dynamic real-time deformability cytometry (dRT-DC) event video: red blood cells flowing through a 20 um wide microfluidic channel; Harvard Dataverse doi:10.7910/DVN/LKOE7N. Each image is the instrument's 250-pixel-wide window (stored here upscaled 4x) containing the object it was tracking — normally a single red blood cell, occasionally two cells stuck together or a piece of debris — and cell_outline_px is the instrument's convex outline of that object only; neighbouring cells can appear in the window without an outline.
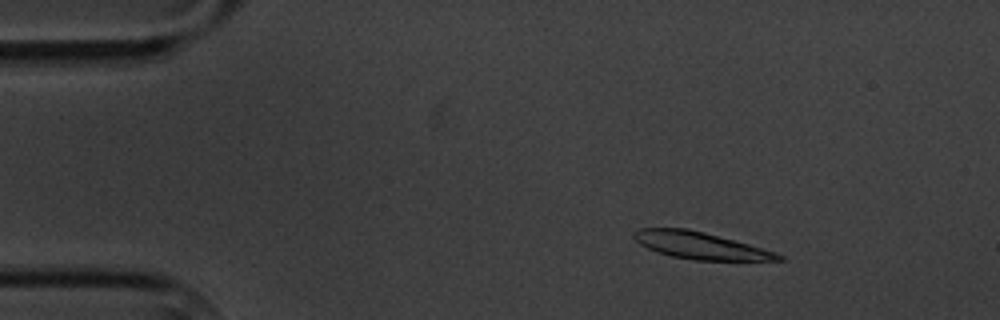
{"species": "common noctule bat (a hibernating species)", "species_latin": "Nyctalus noctula", "temperature_condition": "cold", "stored_images_in_passage": 7, "camera_frame_rate_fps": 3000, "um_per_image_px": 0.085, "animal": {"sex": "male", "body_mass_g": 20.1, "forearm_length_mm": 53.5}, "frame": {"image": 1, "passage_image": 3, "time_ms": 2.333, "image_size_px": [1000, 320], "cell_outline_px": [[784, 260], [696, 260], [672, 256], [656, 252], [640, 244], [632, 236], [632, 232], [640, 228], [688, 228], [736, 240], [776, 252], [784, 256]], "centroid_in_image_um": [59.52, 20.86], "position_along_channel_um": 25.5, "area_um2": 22.66}}
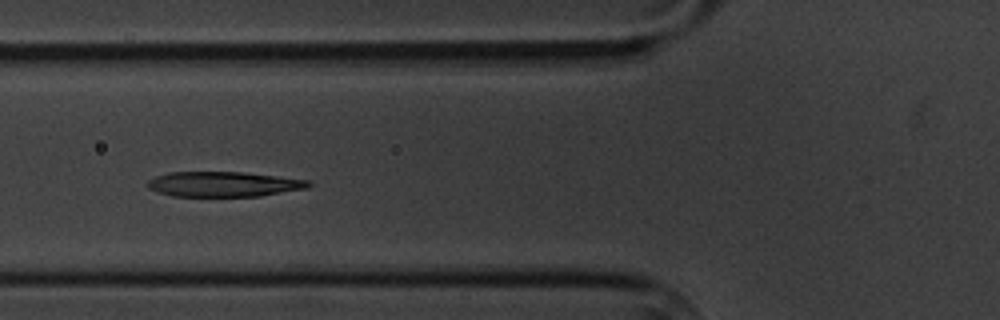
{"frame": {"image": 2, "passage_image": 6, "time_ms": 6.667, "image_size_px": [1000, 320], "cell_outline_px": [[312, 184], [308, 188], [260, 196], [172, 196], [148, 188], [148, 180], [156, 176], [168, 172], [244, 172], [312, 180]], "centroid_in_image_um": [19.06, 15.65], "position_along_channel_um": 106.7, "area_um2": 23.58}}
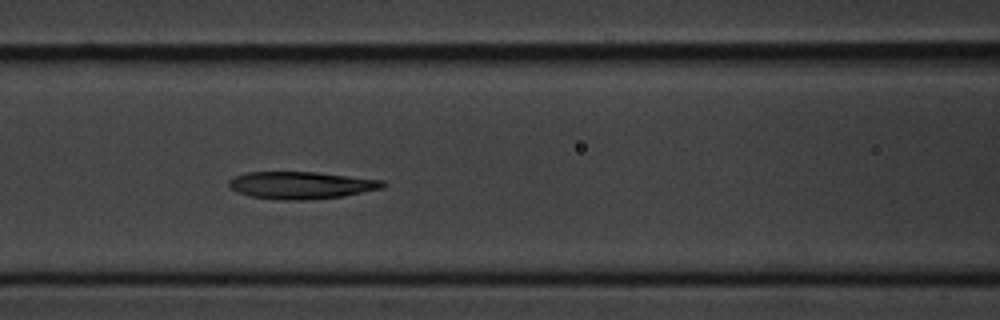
{"frame": {"image": 3, "passage_image": 7, "time_ms": 7.667, "image_size_px": [1000, 320], "cell_outline_px": [[384, 188], [340, 196], [304, 200], [284, 200], [252, 196], [236, 192], [228, 184], [228, 180], [244, 172], [316, 172], [384, 180]], "centroid_in_image_um": [25.58, 15.73], "position_along_channel_um": 141.0, "area_um2": 24.22}}